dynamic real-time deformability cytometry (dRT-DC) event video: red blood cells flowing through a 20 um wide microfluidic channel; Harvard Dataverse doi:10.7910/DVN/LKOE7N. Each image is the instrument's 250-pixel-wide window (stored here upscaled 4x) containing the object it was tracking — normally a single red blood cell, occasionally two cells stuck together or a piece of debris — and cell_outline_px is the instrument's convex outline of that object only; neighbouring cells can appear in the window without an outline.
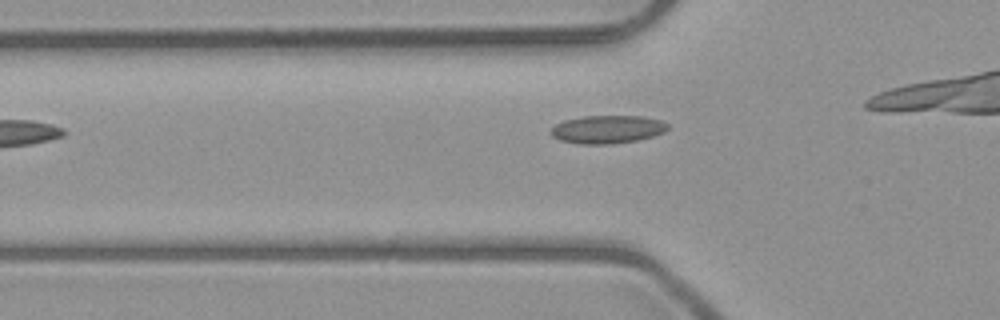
{"species": "common noctule bat (a hibernating species)", "species_latin": "Nyctalus noctula", "temperature_condition": "room temperature", "stored_images_in_passage": 9, "camera_frame_rate_fps": 3000, "um_per_image_px": 0.085, "animal": {"sex": "male", "body_mass_g": 23.1, "forearm_length_mm": 52.7}, "frame": {"image": 1, "passage_image": 4, "time_ms": 1.0, "image_size_px": [1000, 320], "cell_outline_px": [[668, 128], [664, 132], [652, 136], [636, 140], [612, 144], [580, 144], [560, 140], [552, 136], [552, 128], [556, 124], [564, 120], [584, 116], [640, 116], [660, 120], [668, 124]], "centroid_in_image_um": [51.63, 10.99], "position_along_channel_um": 74.2, "area_um2": 18.96}}
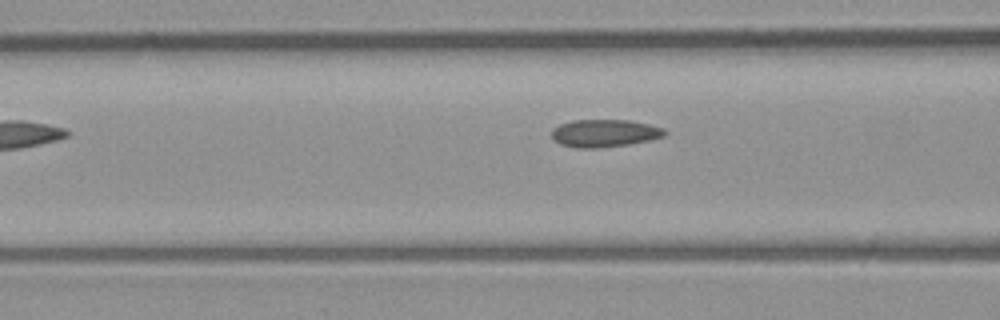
{"frame": {"image": 2, "passage_image": 7, "time_ms": 2.0, "image_size_px": [1000, 320], "cell_outline_px": [[668, 132], [664, 136], [648, 140], [628, 144], [596, 148], [580, 148], [560, 144], [552, 140], [552, 128], [560, 124], [572, 120], [632, 120], [664, 128]], "centroid_in_image_um": [51.37, 11.31], "position_along_channel_um": 115.2, "area_um2": 18.21}}